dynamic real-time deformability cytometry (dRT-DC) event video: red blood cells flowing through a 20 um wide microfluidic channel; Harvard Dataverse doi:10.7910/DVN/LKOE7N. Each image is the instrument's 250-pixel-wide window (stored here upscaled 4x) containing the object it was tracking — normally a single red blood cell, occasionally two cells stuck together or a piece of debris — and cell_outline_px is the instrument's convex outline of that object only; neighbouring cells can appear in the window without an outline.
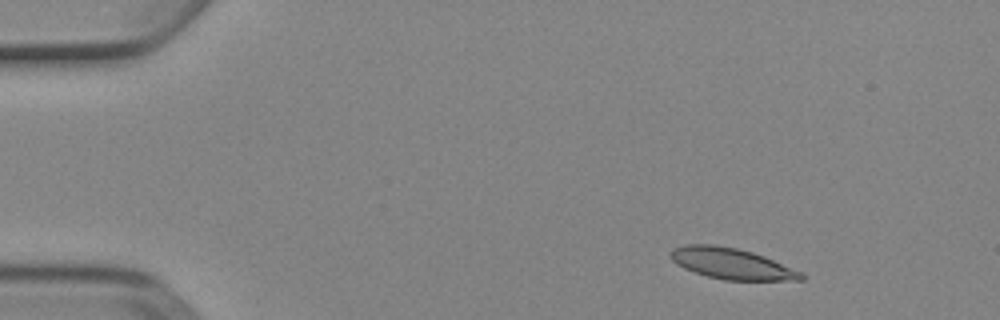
{"species": "Egyptian fruit bat (a non-hibernating species)", "species_latin": "Rousettus aegyptiacus", "temperature_condition": "cold", "stored_images_in_passage": 6, "camera_frame_rate_fps": 3000, "um_per_image_px": 0.085, "animal": {"sex": "female"}, "frame": {"image": 1, "passage_image": 2, "time_ms": 0.333, "image_size_px": [1000, 320], "cell_outline_px": [[804, 280], [724, 280], [708, 276], [684, 268], [676, 264], [672, 260], [668, 252], [672, 248], [684, 244], [716, 244], [736, 248], [752, 252], [764, 256], [800, 272], [804, 276]], "centroid_in_image_um": [62.11, 22.39], "position_along_channel_um": 22.9, "area_um2": 23.47}}
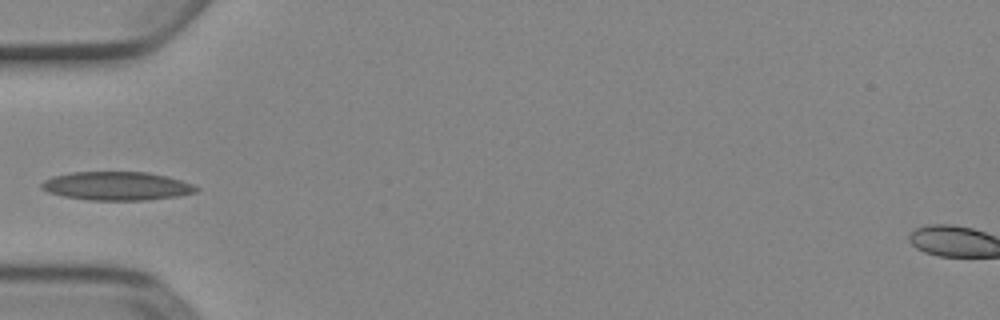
{"frame": {"image": 2, "passage_image": 5, "time_ms": 1.333, "image_size_px": [1000, 320], "cell_outline_px": [[200, 188], [196, 192], [176, 196], [148, 200], [88, 200], [64, 196], [48, 192], [40, 188], [40, 184], [44, 180], [52, 176], [72, 172], [148, 172], [168, 176], [192, 184]], "centroid_in_image_um": [9.91, 15.8], "position_along_channel_um": 75.1, "area_um2": 25.78}}
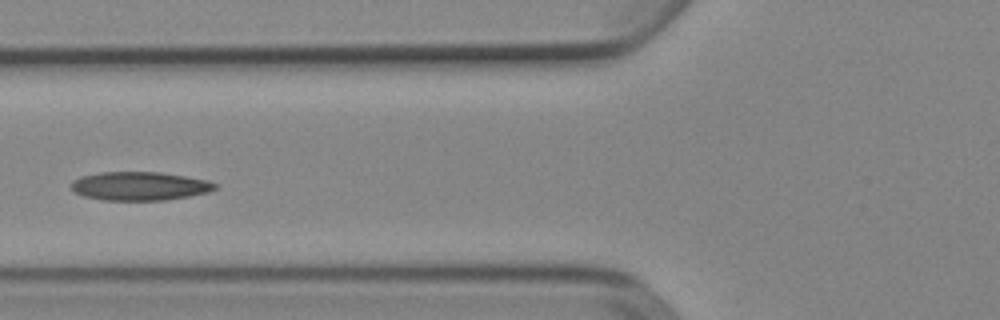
{"frame": {"image": 3, "passage_image": 6, "time_ms": 1.667, "image_size_px": [1000, 320], "cell_outline_px": [[220, 184], [216, 188], [208, 192], [188, 196], [164, 200], [104, 200], [84, 196], [72, 192], [72, 180], [80, 176], [100, 172], [160, 172], [208, 180]], "centroid_in_image_um": [11.86, 15.81], "position_along_channel_um": 113.9, "area_um2": 24.04}}